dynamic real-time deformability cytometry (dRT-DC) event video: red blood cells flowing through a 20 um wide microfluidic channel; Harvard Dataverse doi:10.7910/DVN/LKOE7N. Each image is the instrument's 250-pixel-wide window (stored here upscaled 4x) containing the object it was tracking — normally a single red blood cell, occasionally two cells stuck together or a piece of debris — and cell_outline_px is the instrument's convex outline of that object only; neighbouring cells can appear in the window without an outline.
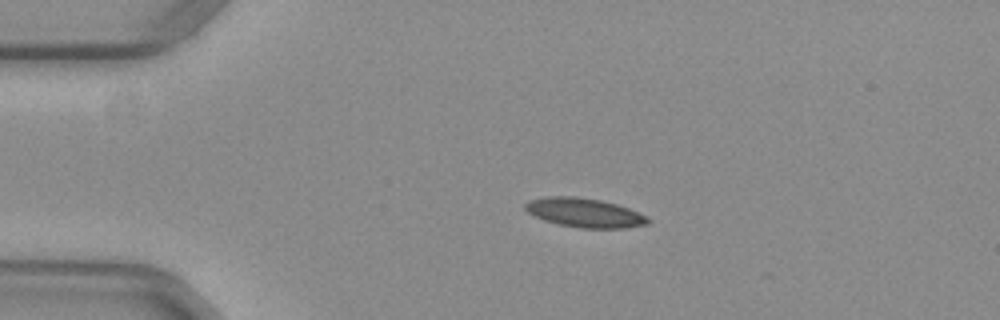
{"species": "common noctule bat (a hibernating species)", "species_latin": "Nyctalus noctula", "temperature_condition": "warm", "stored_images_in_passage": 38, "camera_frame_rate_fps": 3000, "um_per_image_px": 0.085, "animal": {"sex": "female", "body_mass_g": 29.2, "forearm_length_mm": 56.3}, "frame": {"image": 1, "passage_image": 1, "time_ms": 0.0, "image_size_px": [1000, 320], "cell_outline_px": [[652, 220], [648, 224], [624, 228], [580, 228], [560, 224], [544, 220], [528, 212], [524, 208], [524, 204], [528, 200], [544, 196], [576, 196], [600, 200], [616, 204], [628, 208], [648, 216]], "centroid_in_image_um": [49.69, 18.07], "position_along_channel_um": 35.3, "area_um2": 20.92}}
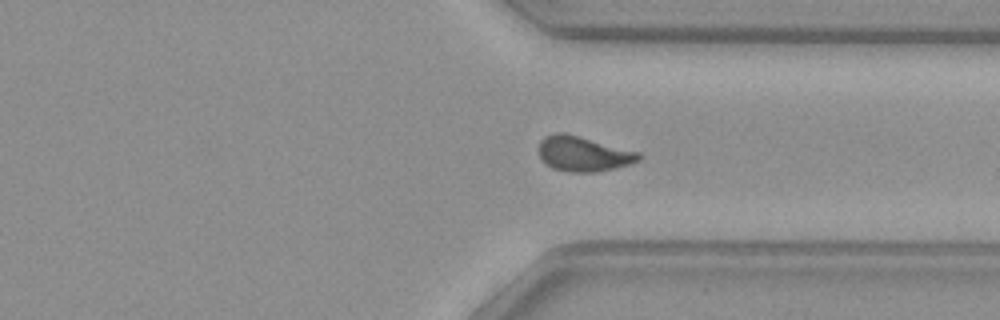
{"frame": {"image": 2, "passage_image": 29, "time_ms": 9.333, "image_size_px": [1000, 320], "cell_outline_px": [[644, 156], [640, 160], [632, 164], [616, 168], [596, 172], [568, 172], [552, 168], [544, 164], [540, 156], [540, 140], [544, 136], [556, 132], [564, 132], [640, 152]], "centroid_in_image_um": [49.61, 13.08], "position_along_channel_um": 361.8, "area_um2": 20.69}}
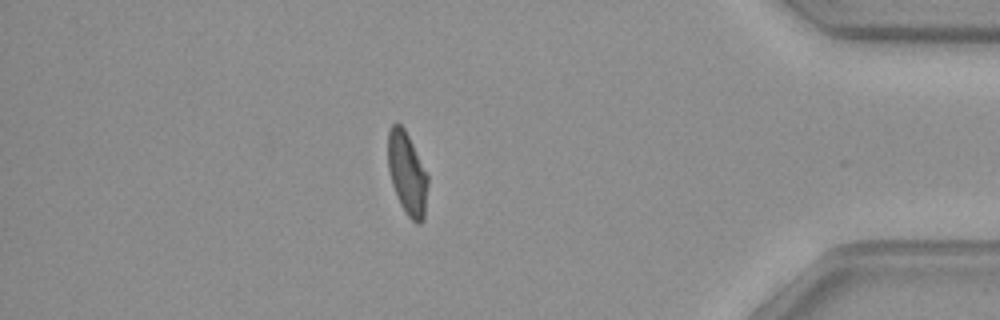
{"frame": {"image": 3, "passage_image": 35, "time_ms": 11.333, "image_size_px": [1000, 320], "cell_outline_px": [[428, 184], [424, 220], [420, 224], [416, 224], [408, 216], [400, 204], [396, 196], [392, 184], [388, 168], [388, 132], [392, 124], [396, 120], [404, 128], [428, 176]], "centroid_in_image_um": [34.6, 14.77], "position_along_channel_um": 400.6, "area_um2": 19.19}, "authors_computed_cell_mechanics": {"area_um2": 20.6346, "velocity_mm_per_s": 3.9604, "shape_relaxation_time_tau1_ms": null, "shape_relaxation_time_tau2_ms": 2.0431, "deformation_change_tau1": null, "deformation_change_tau2": 0.0694}}